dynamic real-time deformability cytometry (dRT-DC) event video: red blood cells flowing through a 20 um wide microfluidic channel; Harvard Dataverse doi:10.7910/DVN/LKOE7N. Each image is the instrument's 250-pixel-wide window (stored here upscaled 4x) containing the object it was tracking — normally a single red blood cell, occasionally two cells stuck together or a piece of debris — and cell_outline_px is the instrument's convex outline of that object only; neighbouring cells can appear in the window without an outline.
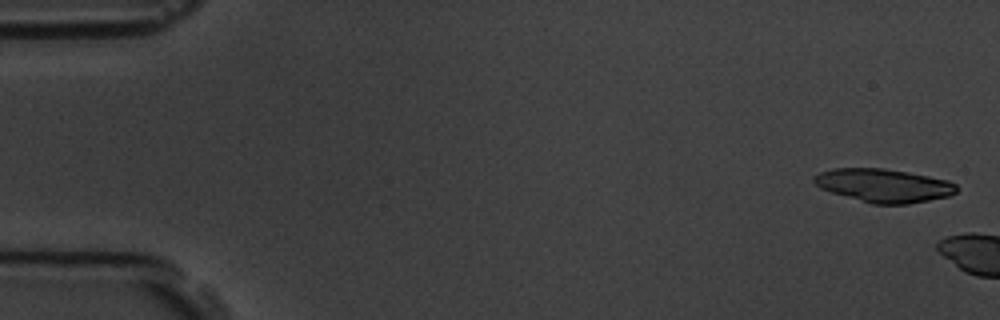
{"species": "common noctule bat (a hibernating species)", "species_latin": "Nyctalus noctula", "temperature_condition": "room temperature", "stored_images_in_passage": 2, "camera_frame_rate_fps": 3000, "um_per_image_px": 0.085, "animal": {"sex": "male", "body_mass_g": 19.5, "forearm_length_mm": 54.6}, "frame": {"image": 1, "passage_image": 1, "time_ms": 0.0, "image_size_px": [1000, 320], "cell_outline_px": [[960, 188], [956, 192], [948, 196], [908, 204], [872, 204], [832, 192], [820, 188], [812, 180], [812, 176], [820, 172], [832, 168], [884, 168], [908, 172], [948, 180], [956, 184]], "centroid_in_image_um": [75.11, 15.76], "position_along_channel_um": 9.9, "area_um2": 27.74}}